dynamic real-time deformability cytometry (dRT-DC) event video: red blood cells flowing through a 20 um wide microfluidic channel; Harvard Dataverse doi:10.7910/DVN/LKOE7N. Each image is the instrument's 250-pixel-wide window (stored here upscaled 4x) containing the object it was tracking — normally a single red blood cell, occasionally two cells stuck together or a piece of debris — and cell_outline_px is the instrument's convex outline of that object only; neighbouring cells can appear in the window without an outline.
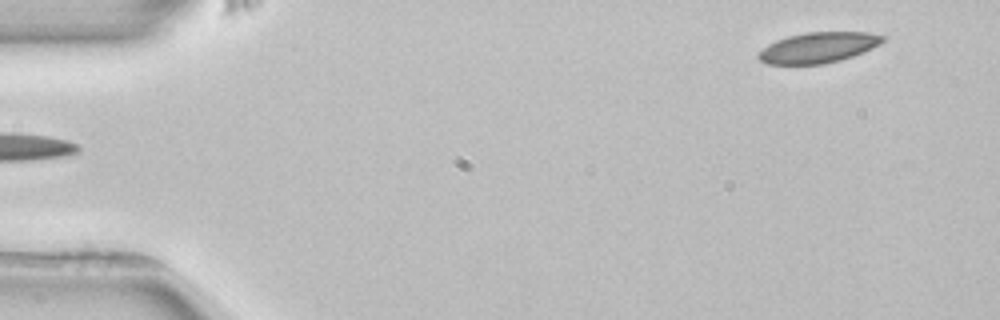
{"species": "common noctule bat (a hibernating species)", "species_latin": "Nyctalus noctula", "temperature_condition": "room temperature", "stored_images_in_passage": 4, "segment_of_instrument_passage": [2, 2], "camera_frame_rate_fps": 3000, "um_per_image_px": 0.085, "animal": {"sex": "female", "body_mass_g": 22.7, "forearm_length_mm": 54.2}, "frame": {"image": 1, "passage_image": 4, "time_ms": 4.667, "image_size_px": [1000, 320], "cell_outline_px": [[884, 40], [880, 44], [864, 52], [840, 60], [824, 64], [764, 64], [756, 56], [768, 44], [776, 40], [788, 36], [804, 32], [868, 32], [884, 36]], "centroid_in_image_um": [69.54, 4.04], "position_along_channel_um": 15.5, "area_um2": 22.14}}